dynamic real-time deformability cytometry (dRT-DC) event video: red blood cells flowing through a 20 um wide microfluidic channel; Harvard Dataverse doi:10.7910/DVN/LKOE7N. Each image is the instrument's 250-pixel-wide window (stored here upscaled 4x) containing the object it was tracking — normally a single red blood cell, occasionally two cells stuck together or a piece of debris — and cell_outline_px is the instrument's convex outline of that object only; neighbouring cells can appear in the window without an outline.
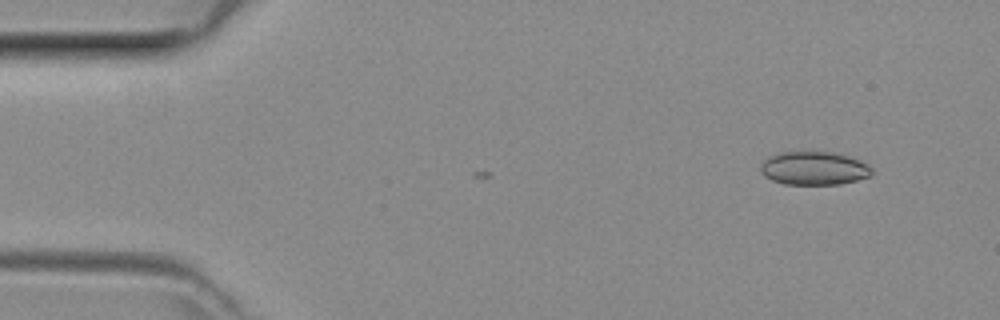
{"species": "common noctule bat (a hibernating species)", "species_latin": "Nyctalus noctula", "temperature_condition": "room temperature", "stored_images_in_passage": 4, "camera_frame_rate_fps": 3000, "um_per_image_px": 0.085, "animal": {"sex": "female", "body_mass_g": 29.2, "forearm_length_mm": 56.3}, "frame": {"image": 1, "passage_image": 1, "time_ms": 0.0, "image_size_px": [1000, 320], "cell_outline_px": [[872, 172], [868, 176], [856, 180], [840, 184], [784, 184], [772, 180], [764, 176], [760, 172], [760, 164], [764, 160], [780, 152], [832, 152], [848, 156], [860, 160], [868, 164], [872, 168]], "centroid_in_image_um": [69.17, 14.3], "position_along_channel_um": 15.8, "area_um2": 21.56}}